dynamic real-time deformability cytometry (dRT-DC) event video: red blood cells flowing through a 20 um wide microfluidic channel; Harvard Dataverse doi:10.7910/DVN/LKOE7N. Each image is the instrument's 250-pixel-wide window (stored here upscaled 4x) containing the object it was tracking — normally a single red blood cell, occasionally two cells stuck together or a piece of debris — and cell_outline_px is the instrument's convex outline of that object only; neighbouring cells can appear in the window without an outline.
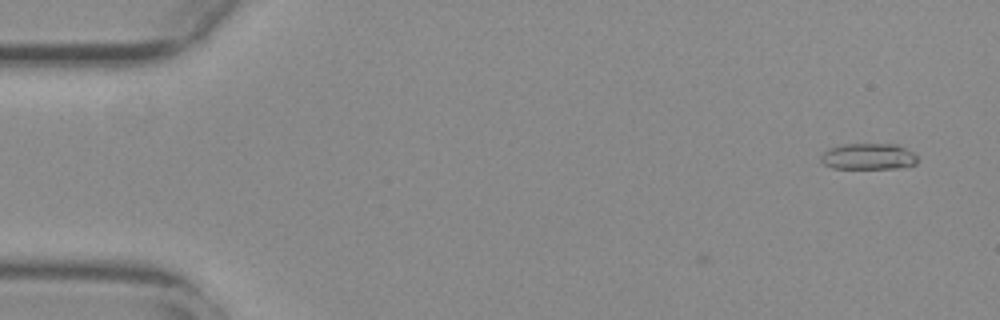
{"species": "common noctule bat (a hibernating species)", "species_latin": "Nyctalus noctula", "temperature_condition": "warm", "stored_images_in_passage": 4, "camera_frame_rate_fps": 3000, "um_per_image_px": 0.085, "animal": {"sex": "female", "body_mass_g": 29.2, "forearm_length_mm": 56.3}, "frame": {"image": 1, "passage_image": 1, "time_ms": 0.0, "image_size_px": [1000, 320], "cell_outline_px": [[916, 164], [900, 168], [832, 168], [824, 164], [820, 160], [820, 156], [828, 148], [844, 144], [896, 144], [912, 152], [916, 156]], "centroid_in_image_um": [73.78, 13.3], "position_along_channel_um": 11.2, "area_um2": 14.68}}